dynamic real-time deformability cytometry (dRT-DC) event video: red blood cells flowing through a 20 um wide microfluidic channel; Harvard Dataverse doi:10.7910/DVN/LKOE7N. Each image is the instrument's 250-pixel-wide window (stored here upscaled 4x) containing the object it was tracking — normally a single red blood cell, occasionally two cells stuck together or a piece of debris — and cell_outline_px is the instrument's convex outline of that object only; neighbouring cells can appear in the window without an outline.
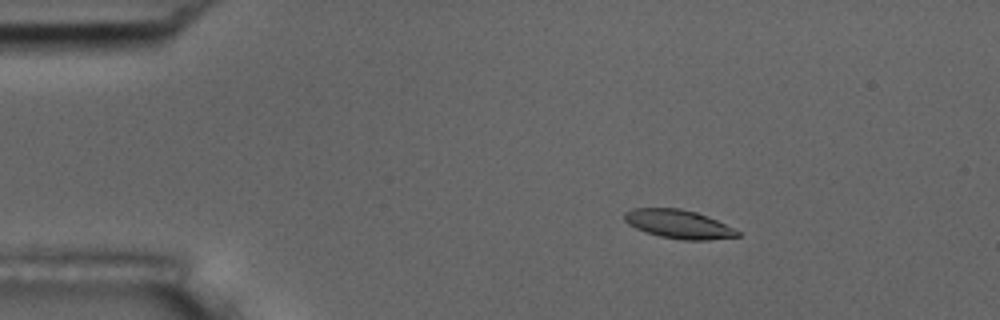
{"species": "common noctule bat (a hibernating species)", "species_latin": "Nyctalus noctula", "temperature_condition": "room temperature", "stored_images_in_passage": 55, "camera_frame_rate_fps": 3000, "um_per_image_px": 0.085, "animal": {"sex": "male", "body_mass_g": 17.5, "forearm_length_mm": 52.3}, "frame": {"image": 1, "passage_image": 9, "time_ms": 2.667, "image_size_px": [1000, 320], "cell_outline_px": [[740, 236], [708, 240], [684, 240], [660, 236], [636, 228], [628, 224], [624, 220], [624, 212], [632, 208], [680, 208], [696, 212], [708, 216], [740, 232]], "centroid_in_image_um": [57.66, 19.04], "position_along_channel_um": 27.3, "area_um2": 18.73}}
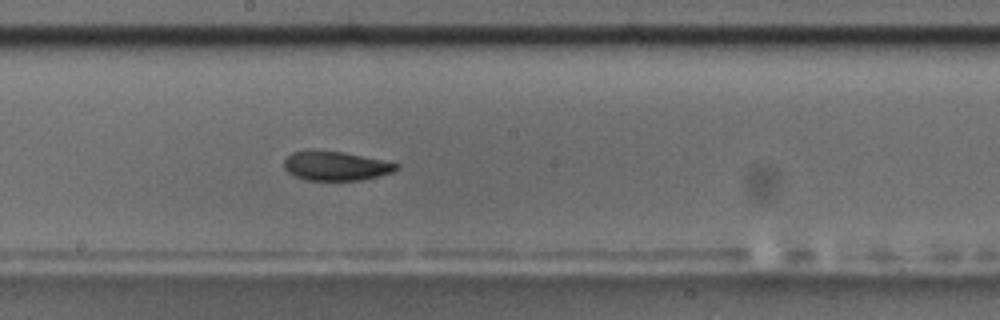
{"frame": {"image": 2, "passage_image": 30, "time_ms": 9.667, "image_size_px": [1000, 320], "cell_outline_px": [[400, 168], [392, 172], [360, 180], [304, 180], [288, 172], [284, 168], [284, 160], [292, 152], [308, 148], [344, 152], [400, 164]], "centroid_in_image_um": [28.49, 14.07], "position_along_channel_um": 219.7, "area_um2": 19.31}}
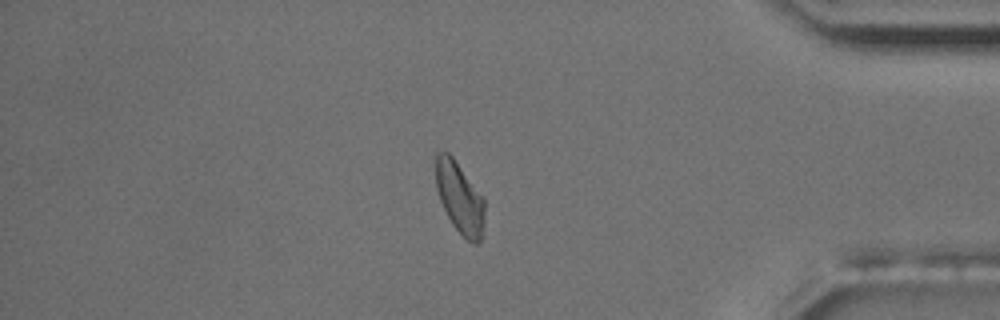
{"frame": {"image": 3, "passage_image": 47, "time_ms": 15.333, "image_size_px": [1000, 320], "cell_outline_px": [[484, 212], [480, 240], [476, 244], [472, 244], [452, 224], [440, 200], [436, 188], [432, 156], [436, 152], [448, 152], [452, 156], [484, 200]], "centroid_in_image_um": [38.99, 16.73], "position_along_channel_um": 396.2, "area_um2": 20.11}, "authors_computed_cell_mechanics": {"area_um2": 19.652, "velocity_mm_per_s": 3.651, "shape_relaxation_time_tau1_ms": 9.038, "shape_relaxation_time_tau2_ms": 3.3527, "deformation_change_tau1": 0.1807, "deformation_change_tau2": 0.0894}}